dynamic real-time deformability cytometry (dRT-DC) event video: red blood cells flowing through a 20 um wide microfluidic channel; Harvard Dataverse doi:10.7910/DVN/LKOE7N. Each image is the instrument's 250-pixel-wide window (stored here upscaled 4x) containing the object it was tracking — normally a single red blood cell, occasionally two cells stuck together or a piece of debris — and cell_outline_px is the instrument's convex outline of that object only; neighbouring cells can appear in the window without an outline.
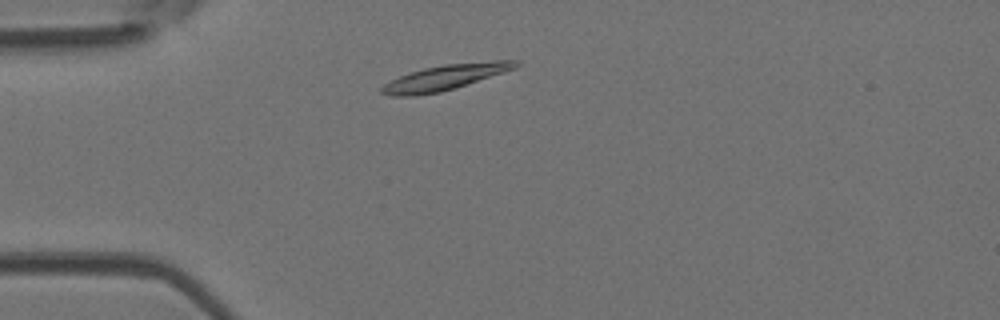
{"species": "Egyptian fruit bat (a non-hibernating species)", "species_latin": "Rousettus aegyptiacus", "temperature_condition": "room temperature", "stored_images_in_passage": 44, "camera_frame_rate_fps": 3000, "um_per_image_px": 0.085, "animal": {"sex": "female"}, "frame": {"image": 1, "passage_image": 6, "time_ms": 1.667, "image_size_px": [1000, 320], "cell_outline_px": [[520, 64], [516, 68], [504, 72], [440, 92], [412, 96], [392, 96], [380, 92], [380, 88], [384, 84], [408, 72], [424, 68], [444, 64], [496, 60], [520, 60]], "centroid_in_image_um": [37.83, 6.56], "position_along_channel_um": 47.2, "area_um2": 19.59}}
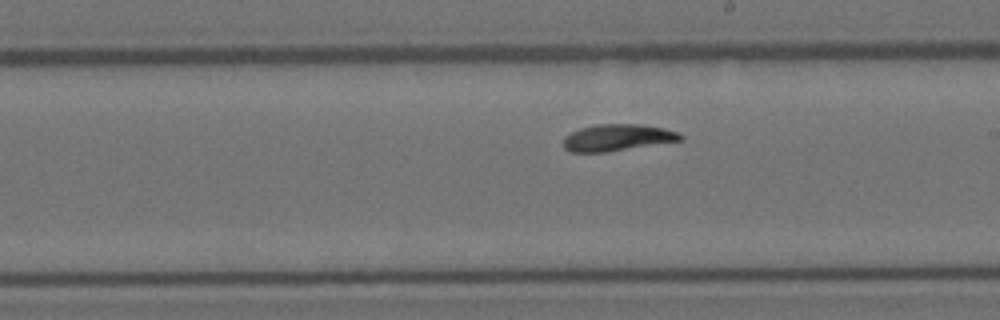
{"frame": {"image": 2, "passage_image": 22, "time_ms": 7.0, "image_size_px": [1000, 320], "cell_outline_px": [[684, 136], [680, 140], [608, 152], [568, 152], [564, 148], [564, 136], [580, 128], [596, 124], [640, 124], [664, 128], [680, 132]], "centroid_in_image_um": [52.46, 11.69], "position_along_channel_um": 236.5, "area_um2": 18.21}}
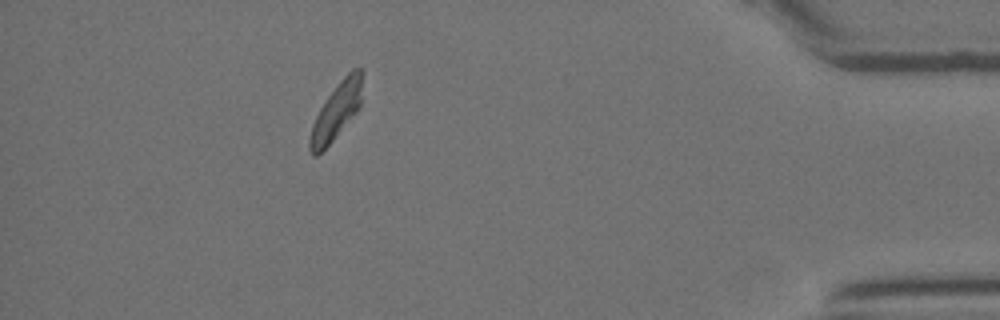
{"frame": {"image": 3, "passage_image": 39, "time_ms": 12.667, "image_size_px": [1000, 320], "cell_outline_px": [[364, 72], [360, 104], [356, 112], [332, 140], [316, 156], [312, 156], [308, 148], [308, 140], [312, 124], [320, 108], [328, 96], [340, 80], [352, 68], [360, 68]], "centroid_in_image_um": [28.59, 9.42], "position_along_channel_um": 406.6, "area_um2": 17.11}, "authors_computed_cell_mechanics": {"area_um2": 18.207, "velocity_mm_per_s": 3.8749, "shape_relaxation_time_tau1_ms": 3.6725, "shape_relaxation_time_tau2_ms": 2.696, "deformation_change_tau1": 0.1666, "deformation_change_tau2": 0.0852}}